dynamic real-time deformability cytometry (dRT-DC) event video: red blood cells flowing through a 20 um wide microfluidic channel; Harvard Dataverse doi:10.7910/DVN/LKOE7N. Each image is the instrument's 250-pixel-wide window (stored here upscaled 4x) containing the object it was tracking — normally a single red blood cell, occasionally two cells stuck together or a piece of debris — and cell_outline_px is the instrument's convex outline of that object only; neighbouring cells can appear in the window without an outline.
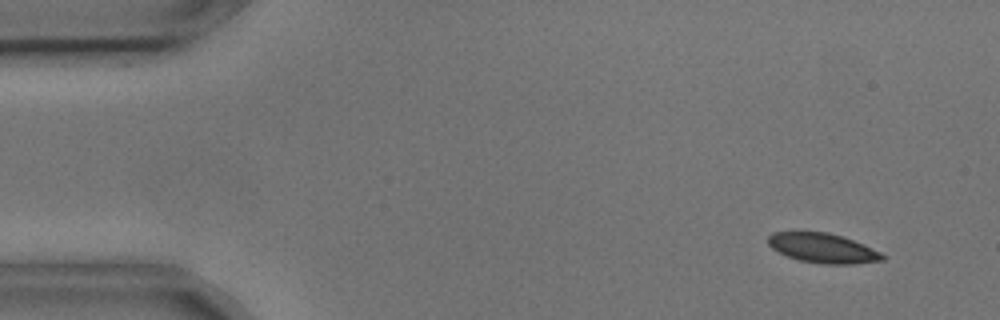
{"species": "common noctule bat (a hibernating species)", "species_latin": "Nyctalus noctula", "temperature_condition": "cold", "stored_images_in_passage": 4, "camera_frame_rate_fps": 3000, "um_per_image_px": 0.085, "animal": {"sex": "male", "body_mass_g": 17.9, "forearm_length_mm": 54.2}, "frame": {"image": 1, "passage_image": 1, "time_ms": 0.0, "image_size_px": [1000, 320], "cell_outline_px": [[884, 260], [856, 264], [824, 264], [800, 260], [788, 256], [772, 248], [768, 244], [768, 236], [772, 232], [828, 232], [864, 244], [880, 252], [884, 256]], "centroid_in_image_um": [69.94, 21.09], "position_along_channel_um": 15.1, "area_um2": 19.54}}
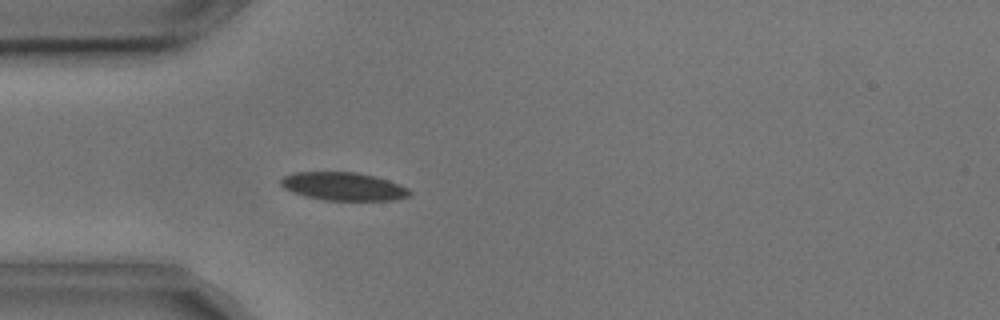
{"frame": {"image": 2, "passage_image": 4, "time_ms": 1.0, "image_size_px": [1000, 320], "cell_outline_px": [[412, 196], [396, 200], [324, 200], [304, 196], [292, 192], [284, 188], [280, 184], [280, 180], [284, 176], [292, 172], [356, 172], [376, 176], [400, 184], [408, 188], [412, 192]], "centroid_in_image_um": [29.21, 15.84], "position_along_channel_um": 55.8, "area_um2": 21.39}}